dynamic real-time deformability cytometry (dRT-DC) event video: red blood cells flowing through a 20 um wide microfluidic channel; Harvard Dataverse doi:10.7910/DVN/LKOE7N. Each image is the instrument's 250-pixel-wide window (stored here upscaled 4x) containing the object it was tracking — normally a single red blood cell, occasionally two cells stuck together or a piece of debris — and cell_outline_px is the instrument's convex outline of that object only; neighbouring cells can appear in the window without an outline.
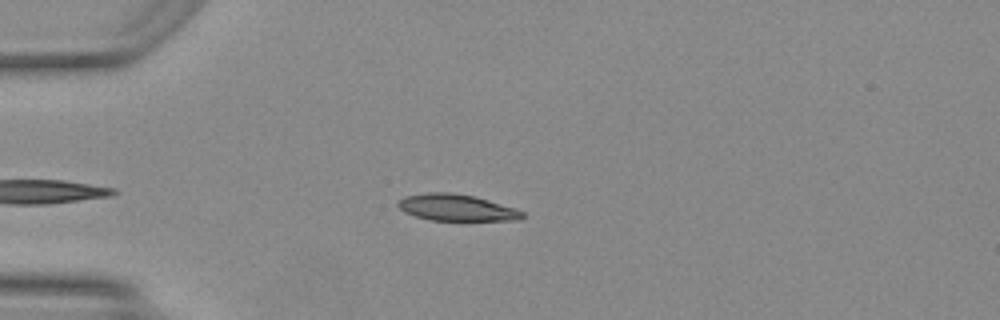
{"species": "Egyptian fruit bat (a non-hibernating species)", "species_latin": "Rousettus aegyptiacus", "temperature_condition": "warm", "stored_images_in_passage": 37, "camera_frame_rate_fps": 3000, "um_per_image_px": 0.085, "animal": {"sex": "female"}, "frame": {"image": 1, "passage_image": 5, "time_ms": 1.333, "image_size_px": [1000, 320], "cell_outline_px": [[524, 216], [520, 220], [432, 220], [416, 216], [404, 212], [396, 204], [396, 200], [404, 196], [428, 192], [452, 192], [476, 196], [516, 208], [524, 212]], "centroid_in_image_um": [38.79, 17.63], "position_along_channel_um": 46.2, "area_um2": 19.42}}
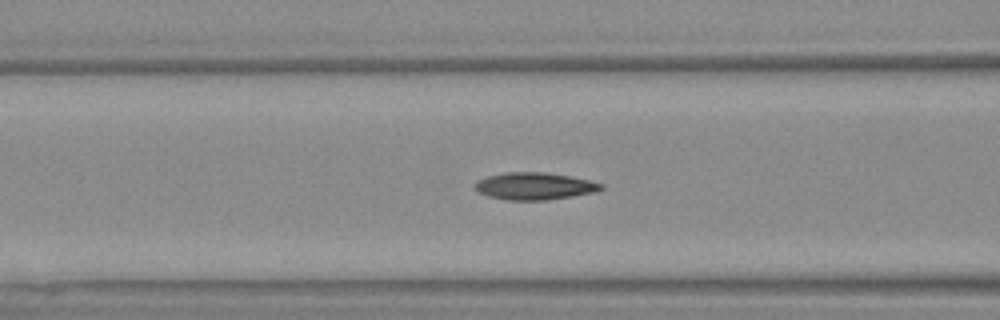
{"frame": {"image": 2, "passage_image": 12, "time_ms": 3.667, "image_size_px": [1000, 320], "cell_outline_px": [[604, 188], [596, 192], [548, 200], [508, 200], [488, 196], [476, 192], [476, 180], [488, 176], [504, 172], [544, 172], [568, 176], [588, 180], [604, 184]], "centroid_in_image_um": [45.43, 15.82], "position_along_channel_um": 121.2, "area_um2": 20.0}}
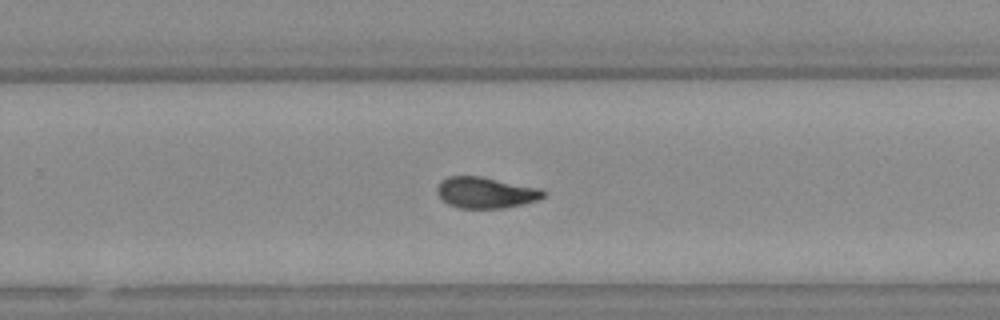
{"frame": {"image": 3, "passage_image": 24, "time_ms": 7.667, "image_size_px": [1000, 320], "cell_outline_px": [[544, 196], [536, 200], [504, 208], [460, 208], [448, 204], [436, 192], [436, 188], [440, 180], [448, 176], [480, 176], [540, 188], [544, 192]], "centroid_in_image_um": [41.23, 16.36], "position_along_channel_um": 288.6, "area_um2": 19.07}, "authors_computed_cell_mechanics": {"area_um2": 19.4786, "velocity_mm_per_s": 4.2039, "shape_relaxation_time_tau1_ms": null, "shape_relaxation_time_tau2_ms": 1.8667, "deformation_change_tau1": null, "deformation_change_tau2": 0.078}}